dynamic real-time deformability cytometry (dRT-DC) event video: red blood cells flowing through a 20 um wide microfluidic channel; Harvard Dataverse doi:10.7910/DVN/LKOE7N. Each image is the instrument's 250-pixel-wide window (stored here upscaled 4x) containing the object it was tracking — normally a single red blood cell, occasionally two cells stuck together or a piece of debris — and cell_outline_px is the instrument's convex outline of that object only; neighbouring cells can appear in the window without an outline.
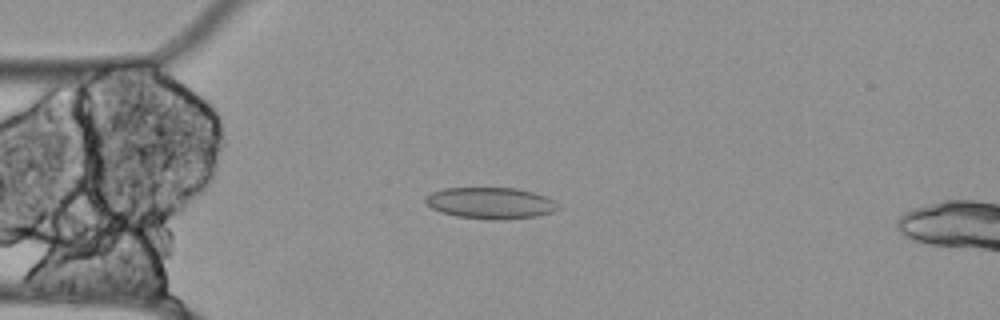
{"species": "Egyptian fruit bat (a non-hibernating species)", "species_latin": "Rousettus aegyptiacus", "temperature_condition": "cold", "stored_images_in_passage": 54, "camera_frame_rate_fps": 3000, "um_per_image_px": 0.085, "animal": {"sex": "female"}, "frame": {"image": 1, "passage_image": 12, "time_ms": 3.667, "image_size_px": [1000, 320], "cell_outline_px": [[560, 208], [552, 212], [536, 216], [504, 220], [492, 220], [456, 216], [440, 212], [432, 208], [424, 200], [424, 196], [432, 192], [444, 188], [516, 188], [548, 196]], "centroid_in_image_um": [41.68, 17.26], "position_along_channel_um": 43.3, "area_um2": 24.33}}
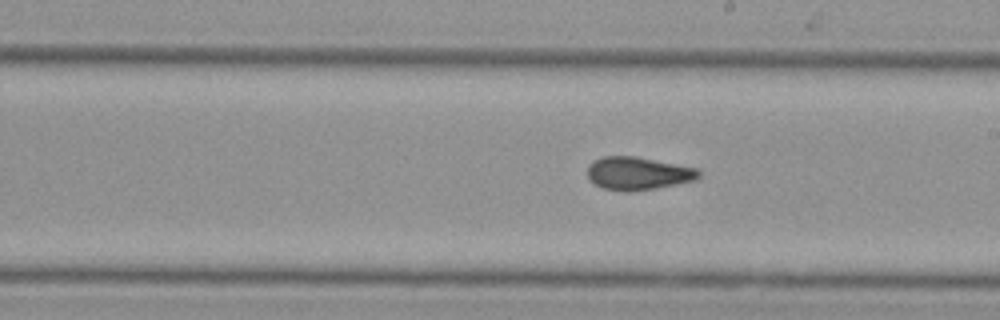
{"frame": {"image": 2, "passage_image": 29, "time_ms": 9.333, "image_size_px": [1000, 320], "cell_outline_px": [[700, 176], [696, 180], [656, 188], [628, 192], [624, 192], [604, 188], [596, 184], [588, 176], [588, 164], [592, 160], [604, 156], [636, 156], [696, 168], [700, 172]], "centroid_in_image_um": [54.22, 14.73], "position_along_channel_um": 234.8, "area_um2": 21.33}}
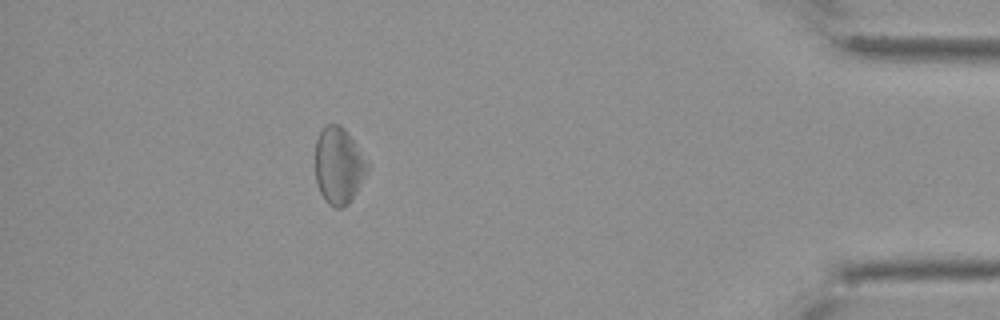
{"frame": {"image": 3, "passage_image": 48, "time_ms": 15.667, "image_size_px": [1000, 320], "cell_outline_px": [[372, 168], [348, 204], [344, 208], [336, 208], [328, 204], [324, 200], [320, 192], [316, 180], [316, 140], [320, 132], [328, 124], [340, 124], [348, 132]], "centroid_in_image_um": [28.82, 14.1], "position_along_channel_um": 406.4, "area_um2": 23.52}, "authors_computed_cell_mechanics": {"area_um2": 22.831, "velocity_mm_per_s": 3.4896, "shape_relaxation_time_tau1_ms": null, "shape_relaxation_time_tau2_ms": 8.632, "deformation_change_tau1": null, "deformation_change_tau2": 0.1458}}